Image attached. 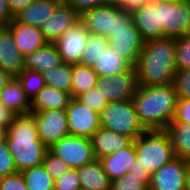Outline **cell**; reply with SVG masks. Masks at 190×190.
Here are the masks:
<instances>
[{"instance_id":"1","label":"cell","mask_w":190,"mask_h":190,"mask_svg":"<svg viewBox=\"0 0 190 190\" xmlns=\"http://www.w3.org/2000/svg\"><path fill=\"white\" fill-rule=\"evenodd\" d=\"M176 39L161 38L144 42L135 65L138 86L173 84L176 72Z\"/></svg>"},{"instance_id":"2","label":"cell","mask_w":190,"mask_h":190,"mask_svg":"<svg viewBox=\"0 0 190 190\" xmlns=\"http://www.w3.org/2000/svg\"><path fill=\"white\" fill-rule=\"evenodd\" d=\"M132 101L146 130L166 129L174 120L178 96L173 84L137 86Z\"/></svg>"},{"instance_id":"3","label":"cell","mask_w":190,"mask_h":190,"mask_svg":"<svg viewBox=\"0 0 190 190\" xmlns=\"http://www.w3.org/2000/svg\"><path fill=\"white\" fill-rule=\"evenodd\" d=\"M7 145L18 172L42 165L48 147L39 139L34 116L15 115L8 127Z\"/></svg>"},{"instance_id":"4","label":"cell","mask_w":190,"mask_h":190,"mask_svg":"<svg viewBox=\"0 0 190 190\" xmlns=\"http://www.w3.org/2000/svg\"><path fill=\"white\" fill-rule=\"evenodd\" d=\"M134 142L139 165L151 174L176 157L166 129L146 130Z\"/></svg>"},{"instance_id":"5","label":"cell","mask_w":190,"mask_h":190,"mask_svg":"<svg viewBox=\"0 0 190 190\" xmlns=\"http://www.w3.org/2000/svg\"><path fill=\"white\" fill-rule=\"evenodd\" d=\"M100 125L132 140L146 131L139 120L133 101L109 102L100 113Z\"/></svg>"},{"instance_id":"6","label":"cell","mask_w":190,"mask_h":190,"mask_svg":"<svg viewBox=\"0 0 190 190\" xmlns=\"http://www.w3.org/2000/svg\"><path fill=\"white\" fill-rule=\"evenodd\" d=\"M144 40L133 24L131 13L118 7V28L108 37V44L132 66L143 50Z\"/></svg>"},{"instance_id":"7","label":"cell","mask_w":190,"mask_h":190,"mask_svg":"<svg viewBox=\"0 0 190 190\" xmlns=\"http://www.w3.org/2000/svg\"><path fill=\"white\" fill-rule=\"evenodd\" d=\"M48 150L72 169H78L96 159L91 139L86 137L69 134L53 144Z\"/></svg>"},{"instance_id":"8","label":"cell","mask_w":190,"mask_h":190,"mask_svg":"<svg viewBox=\"0 0 190 190\" xmlns=\"http://www.w3.org/2000/svg\"><path fill=\"white\" fill-rule=\"evenodd\" d=\"M159 26H162V38L177 39L190 33L187 1L159 2Z\"/></svg>"},{"instance_id":"9","label":"cell","mask_w":190,"mask_h":190,"mask_svg":"<svg viewBox=\"0 0 190 190\" xmlns=\"http://www.w3.org/2000/svg\"><path fill=\"white\" fill-rule=\"evenodd\" d=\"M66 114L70 135L91 138L101 127L100 114L75 97L70 100Z\"/></svg>"},{"instance_id":"10","label":"cell","mask_w":190,"mask_h":190,"mask_svg":"<svg viewBox=\"0 0 190 190\" xmlns=\"http://www.w3.org/2000/svg\"><path fill=\"white\" fill-rule=\"evenodd\" d=\"M135 66L109 78H99L96 88L108 102L132 101L137 88Z\"/></svg>"},{"instance_id":"11","label":"cell","mask_w":190,"mask_h":190,"mask_svg":"<svg viewBox=\"0 0 190 190\" xmlns=\"http://www.w3.org/2000/svg\"><path fill=\"white\" fill-rule=\"evenodd\" d=\"M36 121L39 139L50 148L69 135L66 110L30 112Z\"/></svg>"},{"instance_id":"12","label":"cell","mask_w":190,"mask_h":190,"mask_svg":"<svg viewBox=\"0 0 190 190\" xmlns=\"http://www.w3.org/2000/svg\"><path fill=\"white\" fill-rule=\"evenodd\" d=\"M79 21L89 33L108 38L118 28V7L104 4L87 9L79 14Z\"/></svg>"},{"instance_id":"13","label":"cell","mask_w":190,"mask_h":190,"mask_svg":"<svg viewBox=\"0 0 190 190\" xmlns=\"http://www.w3.org/2000/svg\"><path fill=\"white\" fill-rule=\"evenodd\" d=\"M89 31L78 21L72 28L67 29L54 44L63 63L79 64L83 57Z\"/></svg>"},{"instance_id":"14","label":"cell","mask_w":190,"mask_h":190,"mask_svg":"<svg viewBox=\"0 0 190 190\" xmlns=\"http://www.w3.org/2000/svg\"><path fill=\"white\" fill-rule=\"evenodd\" d=\"M148 190H186V161L175 157L155 171Z\"/></svg>"},{"instance_id":"15","label":"cell","mask_w":190,"mask_h":190,"mask_svg":"<svg viewBox=\"0 0 190 190\" xmlns=\"http://www.w3.org/2000/svg\"><path fill=\"white\" fill-rule=\"evenodd\" d=\"M79 21V13L68 4H60L42 24L41 31L49 43H54L67 29Z\"/></svg>"},{"instance_id":"16","label":"cell","mask_w":190,"mask_h":190,"mask_svg":"<svg viewBox=\"0 0 190 190\" xmlns=\"http://www.w3.org/2000/svg\"><path fill=\"white\" fill-rule=\"evenodd\" d=\"M133 24L144 41L162 38L159 26V1H151L131 13Z\"/></svg>"},{"instance_id":"17","label":"cell","mask_w":190,"mask_h":190,"mask_svg":"<svg viewBox=\"0 0 190 190\" xmlns=\"http://www.w3.org/2000/svg\"><path fill=\"white\" fill-rule=\"evenodd\" d=\"M0 68L11 76H17L24 68V56L7 26H0Z\"/></svg>"},{"instance_id":"18","label":"cell","mask_w":190,"mask_h":190,"mask_svg":"<svg viewBox=\"0 0 190 190\" xmlns=\"http://www.w3.org/2000/svg\"><path fill=\"white\" fill-rule=\"evenodd\" d=\"M7 27L11 30L15 44L24 57L48 43L40 27L22 24L15 18Z\"/></svg>"},{"instance_id":"19","label":"cell","mask_w":190,"mask_h":190,"mask_svg":"<svg viewBox=\"0 0 190 190\" xmlns=\"http://www.w3.org/2000/svg\"><path fill=\"white\" fill-rule=\"evenodd\" d=\"M103 170L109 176L111 181H115L120 177L129 173L130 167L136 161V149L134 140L125 148L118 150L112 154L98 159Z\"/></svg>"},{"instance_id":"20","label":"cell","mask_w":190,"mask_h":190,"mask_svg":"<svg viewBox=\"0 0 190 190\" xmlns=\"http://www.w3.org/2000/svg\"><path fill=\"white\" fill-rule=\"evenodd\" d=\"M0 102L15 115L30 113L31 101L16 76H12L0 91Z\"/></svg>"},{"instance_id":"21","label":"cell","mask_w":190,"mask_h":190,"mask_svg":"<svg viewBox=\"0 0 190 190\" xmlns=\"http://www.w3.org/2000/svg\"><path fill=\"white\" fill-rule=\"evenodd\" d=\"M90 139L96 159L117 152L133 141L128 136L106 130L102 127H100Z\"/></svg>"},{"instance_id":"22","label":"cell","mask_w":190,"mask_h":190,"mask_svg":"<svg viewBox=\"0 0 190 190\" xmlns=\"http://www.w3.org/2000/svg\"><path fill=\"white\" fill-rule=\"evenodd\" d=\"M71 99V94L45 85L32 99L30 112L66 110Z\"/></svg>"},{"instance_id":"23","label":"cell","mask_w":190,"mask_h":190,"mask_svg":"<svg viewBox=\"0 0 190 190\" xmlns=\"http://www.w3.org/2000/svg\"><path fill=\"white\" fill-rule=\"evenodd\" d=\"M62 62L54 43H47L44 47L31 52L24 57L23 70L44 71L59 66Z\"/></svg>"},{"instance_id":"24","label":"cell","mask_w":190,"mask_h":190,"mask_svg":"<svg viewBox=\"0 0 190 190\" xmlns=\"http://www.w3.org/2000/svg\"><path fill=\"white\" fill-rule=\"evenodd\" d=\"M82 190H111L112 181L95 159L77 169Z\"/></svg>"},{"instance_id":"25","label":"cell","mask_w":190,"mask_h":190,"mask_svg":"<svg viewBox=\"0 0 190 190\" xmlns=\"http://www.w3.org/2000/svg\"><path fill=\"white\" fill-rule=\"evenodd\" d=\"M131 66L125 58L108 44L97 58L92 69L99 78H109L117 73L127 71Z\"/></svg>"},{"instance_id":"26","label":"cell","mask_w":190,"mask_h":190,"mask_svg":"<svg viewBox=\"0 0 190 190\" xmlns=\"http://www.w3.org/2000/svg\"><path fill=\"white\" fill-rule=\"evenodd\" d=\"M59 5L60 3L55 0H35L26 9L16 14L15 19L25 25L41 27Z\"/></svg>"},{"instance_id":"27","label":"cell","mask_w":190,"mask_h":190,"mask_svg":"<svg viewBox=\"0 0 190 190\" xmlns=\"http://www.w3.org/2000/svg\"><path fill=\"white\" fill-rule=\"evenodd\" d=\"M176 157L190 160V124L171 122L166 128Z\"/></svg>"},{"instance_id":"28","label":"cell","mask_w":190,"mask_h":190,"mask_svg":"<svg viewBox=\"0 0 190 190\" xmlns=\"http://www.w3.org/2000/svg\"><path fill=\"white\" fill-rule=\"evenodd\" d=\"M72 97L77 98L79 95L96 87L99 76L92 69L85 65H72Z\"/></svg>"},{"instance_id":"29","label":"cell","mask_w":190,"mask_h":190,"mask_svg":"<svg viewBox=\"0 0 190 190\" xmlns=\"http://www.w3.org/2000/svg\"><path fill=\"white\" fill-rule=\"evenodd\" d=\"M45 84L72 96V65L61 63L43 72Z\"/></svg>"},{"instance_id":"30","label":"cell","mask_w":190,"mask_h":190,"mask_svg":"<svg viewBox=\"0 0 190 190\" xmlns=\"http://www.w3.org/2000/svg\"><path fill=\"white\" fill-rule=\"evenodd\" d=\"M20 173L28 190H54V180L43 165L25 169Z\"/></svg>"},{"instance_id":"31","label":"cell","mask_w":190,"mask_h":190,"mask_svg":"<svg viewBox=\"0 0 190 190\" xmlns=\"http://www.w3.org/2000/svg\"><path fill=\"white\" fill-rule=\"evenodd\" d=\"M108 46V38L89 33L80 64L93 67L101 52Z\"/></svg>"},{"instance_id":"32","label":"cell","mask_w":190,"mask_h":190,"mask_svg":"<svg viewBox=\"0 0 190 190\" xmlns=\"http://www.w3.org/2000/svg\"><path fill=\"white\" fill-rule=\"evenodd\" d=\"M16 77L30 101L46 85L43 73L38 71L23 70Z\"/></svg>"},{"instance_id":"33","label":"cell","mask_w":190,"mask_h":190,"mask_svg":"<svg viewBox=\"0 0 190 190\" xmlns=\"http://www.w3.org/2000/svg\"><path fill=\"white\" fill-rule=\"evenodd\" d=\"M151 177H136L130 173L112 182L111 190H148Z\"/></svg>"},{"instance_id":"34","label":"cell","mask_w":190,"mask_h":190,"mask_svg":"<svg viewBox=\"0 0 190 190\" xmlns=\"http://www.w3.org/2000/svg\"><path fill=\"white\" fill-rule=\"evenodd\" d=\"M176 70L190 69V33L176 39Z\"/></svg>"},{"instance_id":"35","label":"cell","mask_w":190,"mask_h":190,"mask_svg":"<svg viewBox=\"0 0 190 190\" xmlns=\"http://www.w3.org/2000/svg\"><path fill=\"white\" fill-rule=\"evenodd\" d=\"M77 99L99 114L101 113L102 109L109 103L108 99L105 98L101 91L96 87L79 95Z\"/></svg>"},{"instance_id":"36","label":"cell","mask_w":190,"mask_h":190,"mask_svg":"<svg viewBox=\"0 0 190 190\" xmlns=\"http://www.w3.org/2000/svg\"><path fill=\"white\" fill-rule=\"evenodd\" d=\"M42 165L53 180L58 179L70 169L62 159L53 155L49 150L45 155Z\"/></svg>"},{"instance_id":"37","label":"cell","mask_w":190,"mask_h":190,"mask_svg":"<svg viewBox=\"0 0 190 190\" xmlns=\"http://www.w3.org/2000/svg\"><path fill=\"white\" fill-rule=\"evenodd\" d=\"M173 85L178 99H190V69L176 70Z\"/></svg>"},{"instance_id":"38","label":"cell","mask_w":190,"mask_h":190,"mask_svg":"<svg viewBox=\"0 0 190 190\" xmlns=\"http://www.w3.org/2000/svg\"><path fill=\"white\" fill-rule=\"evenodd\" d=\"M54 190H81L77 169L70 168L62 176L54 180Z\"/></svg>"},{"instance_id":"39","label":"cell","mask_w":190,"mask_h":190,"mask_svg":"<svg viewBox=\"0 0 190 190\" xmlns=\"http://www.w3.org/2000/svg\"><path fill=\"white\" fill-rule=\"evenodd\" d=\"M18 173L7 142L0 143V178Z\"/></svg>"},{"instance_id":"40","label":"cell","mask_w":190,"mask_h":190,"mask_svg":"<svg viewBox=\"0 0 190 190\" xmlns=\"http://www.w3.org/2000/svg\"><path fill=\"white\" fill-rule=\"evenodd\" d=\"M0 190H28L20 172L0 178Z\"/></svg>"},{"instance_id":"41","label":"cell","mask_w":190,"mask_h":190,"mask_svg":"<svg viewBox=\"0 0 190 190\" xmlns=\"http://www.w3.org/2000/svg\"><path fill=\"white\" fill-rule=\"evenodd\" d=\"M172 122L190 124V99H178L175 117Z\"/></svg>"},{"instance_id":"42","label":"cell","mask_w":190,"mask_h":190,"mask_svg":"<svg viewBox=\"0 0 190 190\" xmlns=\"http://www.w3.org/2000/svg\"><path fill=\"white\" fill-rule=\"evenodd\" d=\"M151 1L152 0H107V4L121 7L128 13H132Z\"/></svg>"},{"instance_id":"43","label":"cell","mask_w":190,"mask_h":190,"mask_svg":"<svg viewBox=\"0 0 190 190\" xmlns=\"http://www.w3.org/2000/svg\"><path fill=\"white\" fill-rule=\"evenodd\" d=\"M107 4V0H71L68 5L72 6L79 14L83 11Z\"/></svg>"},{"instance_id":"44","label":"cell","mask_w":190,"mask_h":190,"mask_svg":"<svg viewBox=\"0 0 190 190\" xmlns=\"http://www.w3.org/2000/svg\"><path fill=\"white\" fill-rule=\"evenodd\" d=\"M14 18L8 0H0V26H7Z\"/></svg>"},{"instance_id":"45","label":"cell","mask_w":190,"mask_h":190,"mask_svg":"<svg viewBox=\"0 0 190 190\" xmlns=\"http://www.w3.org/2000/svg\"><path fill=\"white\" fill-rule=\"evenodd\" d=\"M35 0H8V4L12 14L15 16L21 10L26 9L31 5Z\"/></svg>"},{"instance_id":"46","label":"cell","mask_w":190,"mask_h":190,"mask_svg":"<svg viewBox=\"0 0 190 190\" xmlns=\"http://www.w3.org/2000/svg\"><path fill=\"white\" fill-rule=\"evenodd\" d=\"M14 117L15 114L0 102V125L9 127Z\"/></svg>"},{"instance_id":"47","label":"cell","mask_w":190,"mask_h":190,"mask_svg":"<svg viewBox=\"0 0 190 190\" xmlns=\"http://www.w3.org/2000/svg\"><path fill=\"white\" fill-rule=\"evenodd\" d=\"M129 173L132 174V176L136 177H151L152 175L149 170L139 165V161L137 159L134 162V164L130 167Z\"/></svg>"},{"instance_id":"48","label":"cell","mask_w":190,"mask_h":190,"mask_svg":"<svg viewBox=\"0 0 190 190\" xmlns=\"http://www.w3.org/2000/svg\"><path fill=\"white\" fill-rule=\"evenodd\" d=\"M11 75L0 68V91L4 88L7 82L11 79Z\"/></svg>"},{"instance_id":"49","label":"cell","mask_w":190,"mask_h":190,"mask_svg":"<svg viewBox=\"0 0 190 190\" xmlns=\"http://www.w3.org/2000/svg\"><path fill=\"white\" fill-rule=\"evenodd\" d=\"M8 126L0 125V143L7 140Z\"/></svg>"},{"instance_id":"50","label":"cell","mask_w":190,"mask_h":190,"mask_svg":"<svg viewBox=\"0 0 190 190\" xmlns=\"http://www.w3.org/2000/svg\"><path fill=\"white\" fill-rule=\"evenodd\" d=\"M186 190H190V160H186Z\"/></svg>"},{"instance_id":"51","label":"cell","mask_w":190,"mask_h":190,"mask_svg":"<svg viewBox=\"0 0 190 190\" xmlns=\"http://www.w3.org/2000/svg\"><path fill=\"white\" fill-rule=\"evenodd\" d=\"M152 1H159V2H177V1H184V0H152Z\"/></svg>"},{"instance_id":"52","label":"cell","mask_w":190,"mask_h":190,"mask_svg":"<svg viewBox=\"0 0 190 190\" xmlns=\"http://www.w3.org/2000/svg\"><path fill=\"white\" fill-rule=\"evenodd\" d=\"M58 1L60 4H68L71 0H55Z\"/></svg>"},{"instance_id":"53","label":"cell","mask_w":190,"mask_h":190,"mask_svg":"<svg viewBox=\"0 0 190 190\" xmlns=\"http://www.w3.org/2000/svg\"><path fill=\"white\" fill-rule=\"evenodd\" d=\"M186 1L188 3L189 9H190V0H186Z\"/></svg>"}]
</instances>
